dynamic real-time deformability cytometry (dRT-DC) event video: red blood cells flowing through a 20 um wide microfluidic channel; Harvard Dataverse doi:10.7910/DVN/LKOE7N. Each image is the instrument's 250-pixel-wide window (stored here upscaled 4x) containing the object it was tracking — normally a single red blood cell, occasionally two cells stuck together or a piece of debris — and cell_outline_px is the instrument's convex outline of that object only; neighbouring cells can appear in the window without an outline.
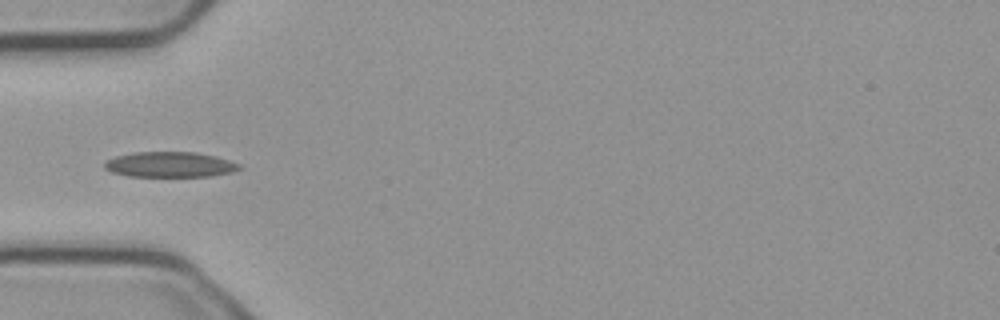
{"species": "common noctule bat (a hibernating species)", "species_latin": "Nyctalus noctula", "temperature_condition": "cold", "stored_images_in_passage": 35, "camera_frame_rate_fps": 3000, "um_per_image_px": 0.085, "animal": {"sex": "male", "body_mass_g": 23.1, "forearm_length_mm": 52.7}, "frame": {"image": 1, "passage_image": 1, "time_ms": 0.0, "image_size_px": [1000, 320], "cell_outline_px": [[244, 168], [232, 172], [212, 176], [128, 176], [112, 172], [104, 168], [104, 160], [116, 156], [136, 152], [196, 152], [216, 156], [240, 164]], "centroid_in_image_um": [14.45, 13.98], "position_along_channel_um": 70.5, "area_um2": 20.0}}
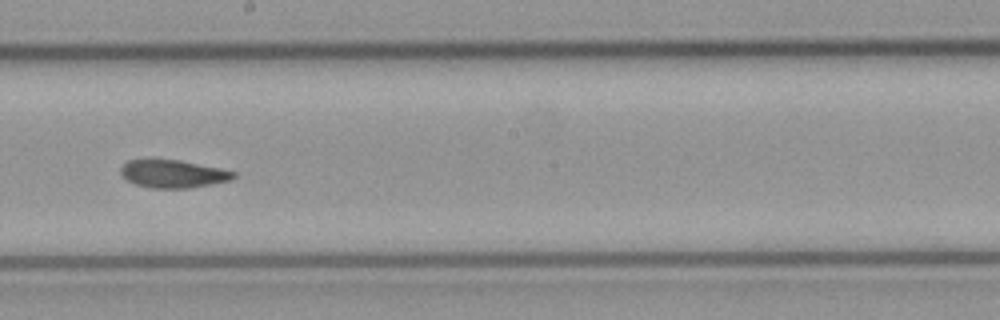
{"frame": {"image": 2, "passage_image": 14, "time_ms": 4.333, "image_size_px": [1000, 320], "cell_outline_px": [[236, 176], [228, 180], [188, 188], [152, 188], [136, 184], [128, 180], [120, 172], [120, 168], [128, 160], [152, 156], [180, 160], [220, 168], [236, 172]], "centroid_in_image_um": [14.64, 14.72], "position_along_channel_um": 233.6, "area_um2": 18.67}}
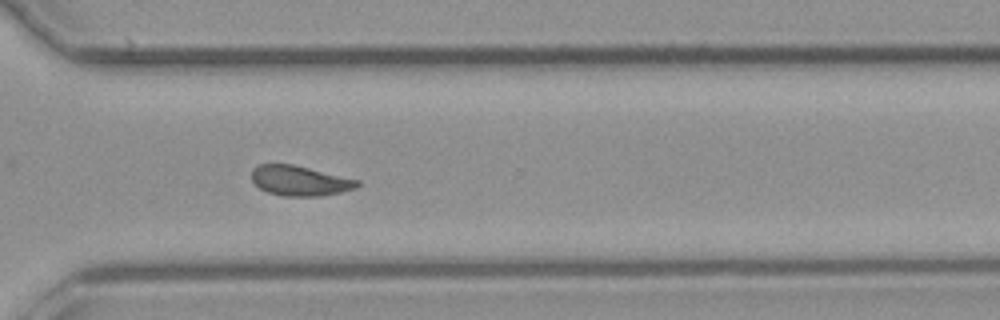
{"frame": {"image": 3, "passage_image": 23, "time_ms": 7.333, "image_size_px": [1000, 320], "cell_outline_px": [[360, 184], [356, 188], [340, 192], [320, 196], [280, 196], [268, 192], [260, 188], [252, 180], [252, 168], [260, 164], [292, 164], [360, 180]], "centroid_in_image_um": [25.48, 15.36], "position_along_channel_um": 345.1, "area_um2": 18.44}, "authors_computed_cell_mechanics": {"area_um2": 18.6116, "velocity_mm_per_s": 3.731, "shape_relaxation_time_tau1_ms": null, "shape_relaxation_time_tau2_ms": 3.9273, "deformation_change_tau1": null, "deformation_change_tau2": 0.0833}}